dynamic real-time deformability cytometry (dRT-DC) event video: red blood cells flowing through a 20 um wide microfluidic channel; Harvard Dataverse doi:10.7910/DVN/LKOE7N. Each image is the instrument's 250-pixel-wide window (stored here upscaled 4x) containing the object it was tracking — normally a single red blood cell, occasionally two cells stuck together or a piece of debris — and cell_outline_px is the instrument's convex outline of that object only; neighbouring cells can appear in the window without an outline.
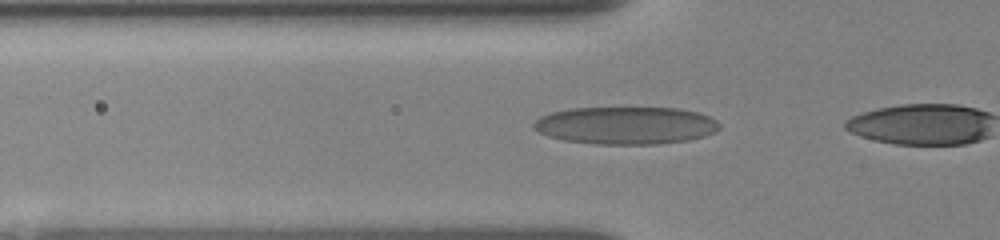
{"species": "human", "species_latin": "Homo sapiens", "temperature_condition": "room temperature", "stored_images_in_passage": 13, "camera_frame_rate_fps": 3000, "um_per_image_px": 0.085, "donor": {"sex": "female"}, "frame": {"image": 1, "passage_image": 3, "time_ms": 0.333, "image_size_px": [1000, 240], "cell_outline_px": [[720, 128], [704, 136], [688, 140], [656, 144], [596, 144], [564, 140], [548, 136], [532, 128], [532, 124], [540, 116], [552, 112], [572, 108], [680, 108], [696, 112], [708, 116], [716, 120], [720, 124]], "centroid_in_image_um": [53.17, 10.66], "position_along_channel_um": 72.6, "area_um2": 40.58}}
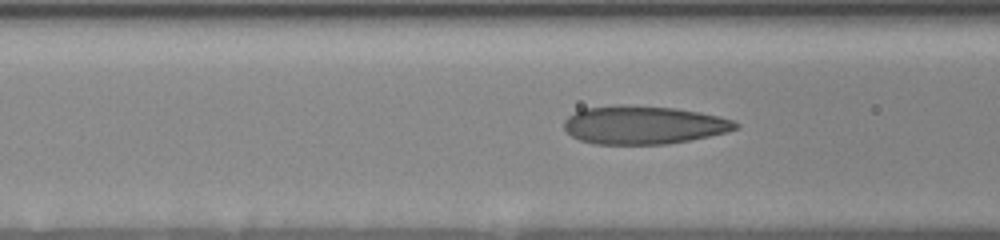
{"frame": {"image": 2, "passage_image": 8, "time_ms": 1.333, "image_size_px": [1000, 240], "cell_outline_px": [[740, 124], [736, 128], [724, 132], [708, 136], [668, 144], [592, 144], [580, 140], [572, 136], [564, 128], [564, 120], [568, 116], [584, 108], [616, 104], [620, 104], [676, 108], [700, 112], [720, 116], [732, 120]], "centroid_in_image_um": [54.67, 10.61], "position_along_channel_um": 111.9, "area_um2": 38.26}}